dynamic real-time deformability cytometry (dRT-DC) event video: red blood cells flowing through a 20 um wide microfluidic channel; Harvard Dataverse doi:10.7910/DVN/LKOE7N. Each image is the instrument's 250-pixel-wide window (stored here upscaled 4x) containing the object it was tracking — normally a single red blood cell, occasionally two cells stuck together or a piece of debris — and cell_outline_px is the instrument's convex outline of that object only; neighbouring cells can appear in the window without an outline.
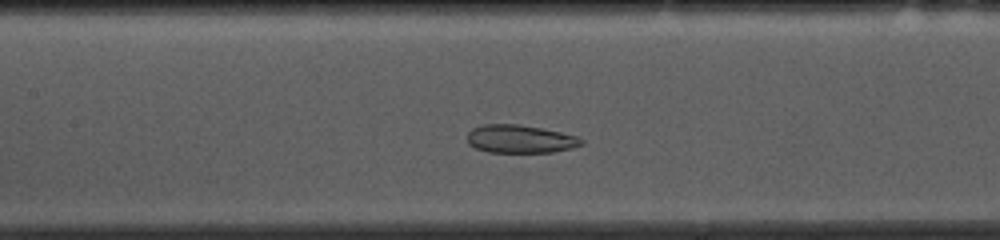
{"species": "common noctule bat (a hibernating species)", "species_latin": "Nyctalus noctula", "temperature_condition": "cold", "stored_images_in_passage": 38, "camera_frame_rate_fps": 3000, "um_per_image_px": 0.085, "animal": {"sex": "female", "body_mass_g": 10.0, "forearm_length_mm": 53.1}, "frame": {"image": 1, "passage_image": 18, "time_ms": 5.667, "image_size_px": [1000, 240], "cell_outline_px": [[584, 144], [572, 148], [552, 152], [488, 152], [476, 148], [468, 144], [468, 132], [472, 128], [484, 124], [516, 124], [540, 128], [560, 132], [576, 136], [584, 140]], "centroid_in_image_um": [44.21, 11.81], "position_along_channel_um": 163.2, "area_um2": 18.61}}
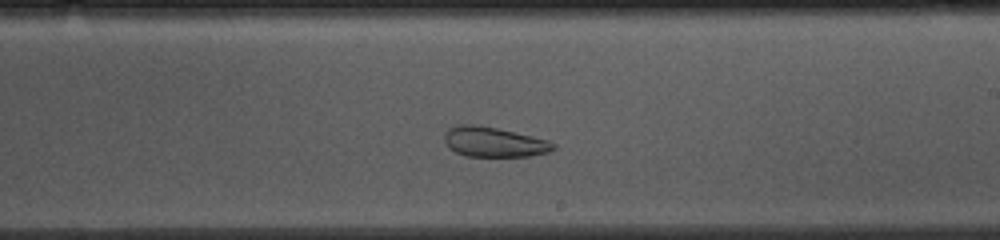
{"frame": {"image": 2, "passage_image": 25, "time_ms": 8.0, "image_size_px": [1000, 240], "cell_outline_px": [[556, 148], [548, 152], [528, 156], [468, 156], [456, 152], [448, 148], [444, 140], [444, 132], [448, 128], [456, 124], [476, 124], [496, 128], [532, 136], [548, 140], [556, 144]], "centroid_in_image_um": [41.95, 12.06], "position_along_channel_um": 247.1, "area_um2": 19.07}}
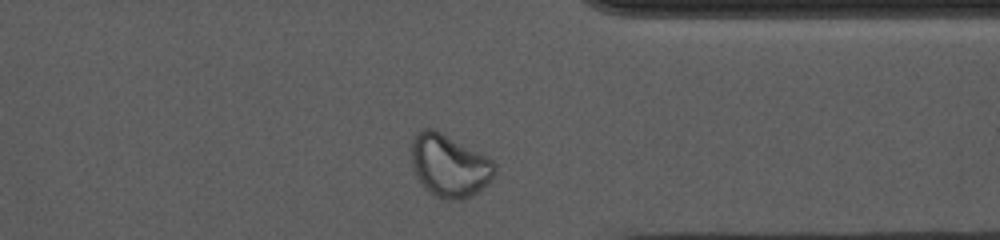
{"frame": {"image": 3, "passage_image": 36, "time_ms": 11.667, "image_size_px": [1000, 240], "cell_outline_px": [[496, 172], [488, 184], [476, 192], [468, 196], [456, 200], [444, 200], [436, 196], [420, 180], [412, 164], [412, 140], [416, 132], [420, 128], [436, 128], [492, 160], [496, 164]], "centroid_in_image_um": [38.2, 14.03], "position_along_channel_um": 373.2, "area_um2": 30.0}, "authors_computed_cell_mechanics": {"area_um2": 21.7617, "velocity_mm_per_s": 3.6047, "shape_relaxation_time_tau1_ms": null, "shape_relaxation_time_tau2_ms": 1.6922, "deformation_change_tau1": null, "deformation_change_tau2": 0.0643}}